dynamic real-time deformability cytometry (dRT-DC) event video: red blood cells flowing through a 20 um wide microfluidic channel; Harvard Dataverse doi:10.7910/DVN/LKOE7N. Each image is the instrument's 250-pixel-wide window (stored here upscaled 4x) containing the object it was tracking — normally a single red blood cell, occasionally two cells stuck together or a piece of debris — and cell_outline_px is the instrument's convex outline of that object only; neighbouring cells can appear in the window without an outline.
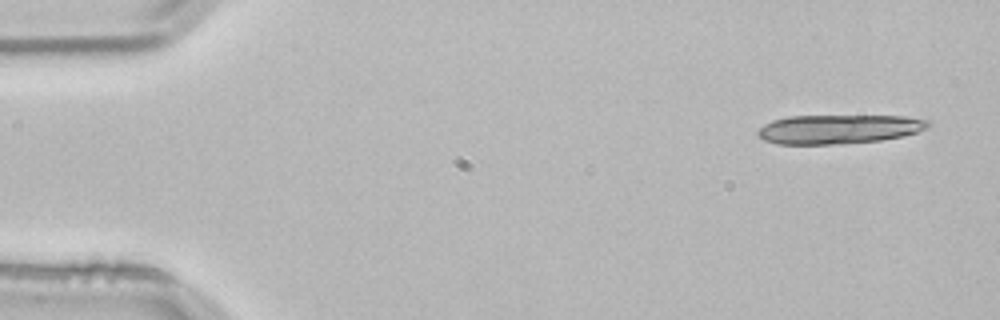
{"species": "common noctule bat (a hibernating species)", "species_latin": "Nyctalus noctula", "temperature_condition": "room temperature", "stored_images_in_passage": 15, "camera_frame_rate_fps": 3000, "um_per_image_px": 0.085, "animal": {"sex": "male", "body_mass_g": 21.5, "forearm_length_mm": 52.0}, "frame": {"image": 1, "passage_image": 1, "time_ms": 0.0, "image_size_px": [1000, 320], "cell_outline_px": [[932, 124], [928, 128], [904, 136], [880, 140], [840, 144], [776, 144], [764, 140], [756, 132], [764, 124], [772, 120], [788, 116], [904, 116], [928, 120]], "centroid_in_image_um": [71.3, 10.97], "position_along_channel_um": 13.7, "area_um2": 28.96}}